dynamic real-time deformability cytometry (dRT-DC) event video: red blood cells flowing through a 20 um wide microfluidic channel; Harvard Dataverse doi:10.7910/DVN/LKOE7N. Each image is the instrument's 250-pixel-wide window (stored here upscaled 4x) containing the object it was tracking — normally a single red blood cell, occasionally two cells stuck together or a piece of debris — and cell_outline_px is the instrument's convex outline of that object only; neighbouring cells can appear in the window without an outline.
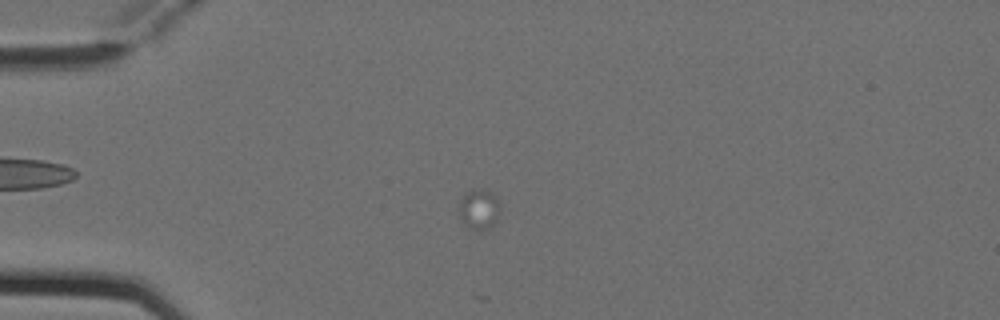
{"species": "Egyptian fruit bat (a non-hibernating species)", "species_latin": "Rousettus aegyptiacus", "temperature_condition": "cold", "stored_images_in_passage": 6, "camera_frame_rate_fps": 3000, "um_per_image_px": 0.085, "animal": {"sex": "female"}, "frame": {"image": 1, "passage_image": 4, "time_ms": 1.0, "image_size_px": [1000, 320], "cell_outline_px": [[500, 212], [496, 220], [488, 228], [480, 232], [468, 228], [460, 220], [460, 200], [464, 192], [472, 188], [488, 188], [496, 196], [500, 204]], "centroid_in_image_um": [40.72, 17.75], "position_along_channel_um": 44.3, "area_um2": 10.12}}